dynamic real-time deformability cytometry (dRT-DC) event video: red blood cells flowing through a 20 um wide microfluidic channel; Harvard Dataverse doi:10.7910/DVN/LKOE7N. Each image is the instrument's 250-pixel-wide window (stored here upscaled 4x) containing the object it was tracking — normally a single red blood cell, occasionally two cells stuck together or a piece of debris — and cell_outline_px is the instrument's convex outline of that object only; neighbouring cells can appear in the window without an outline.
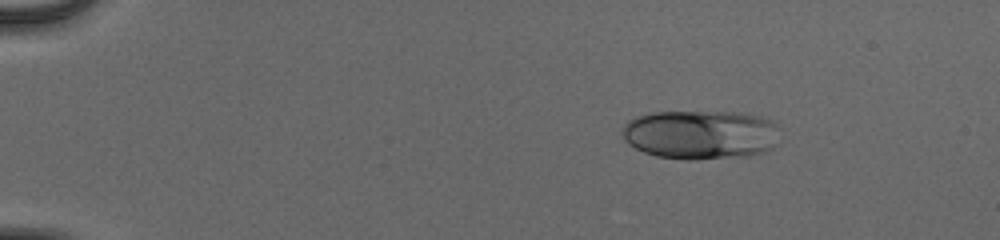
{"species": "human", "species_latin": "Homo sapiens", "temperature_condition": "cold", "stored_images_in_passage": 45, "camera_frame_rate_fps": 3000, "um_per_image_px": 0.085, "donor": {"sex": "male"}, "frame": {"image": 1, "passage_image": 1, "time_ms": 0.0, "image_size_px": [1000, 240], "cell_outline_px": [[776, 144], [772, 148], [764, 152], [736, 156], [696, 160], [688, 160], [656, 156], [644, 152], [628, 144], [624, 140], [620, 132], [624, 124], [628, 120], [636, 116], [652, 112], [736, 112], [760, 116], [776, 124]], "centroid_in_image_um": [59.47, 11.43], "position_along_channel_um": 25.5, "area_um2": 45.14}}
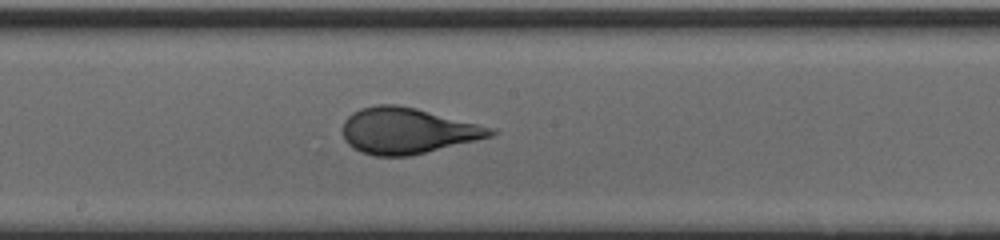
{"frame": {"image": 2, "passage_image": 23, "time_ms": 7.333, "image_size_px": [1000, 240], "cell_outline_px": [[500, 132], [492, 136], [412, 156], [376, 156], [360, 152], [352, 148], [344, 140], [344, 120], [352, 112], [360, 108], [376, 104], [396, 104], [416, 108], [496, 128]], "centroid_in_image_um": [34.64, 11.11], "position_along_channel_um": 213.6, "area_um2": 39.88}}
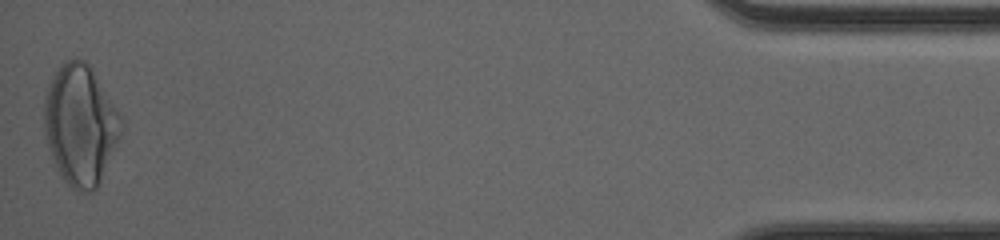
{"frame": {"image": 3, "passage_image": 45, "time_ms": 14.667, "image_size_px": [1000, 240], "cell_outline_px": [[124, 124], [120, 136], [100, 180], [96, 188], [92, 192], [80, 192], [72, 188], [64, 180], [56, 164], [48, 144], [44, 128], [44, 96], [48, 84], [60, 64], [64, 60], [76, 56], [84, 60], [92, 68], [124, 120]], "centroid_in_image_um": [6.84, 10.55], "position_along_channel_um": 428.4, "area_um2": 53.81}, "authors_computed_cell_mechanics": {"area_um2": 41.327, "velocity_mm_per_s": 4.0019, "shape_relaxation_time_tau1_ms": 4.5588, "shape_relaxation_time_tau2_ms": null, "deformation_change_tau1": 0.1855, "deformation_change_tau2": null}}